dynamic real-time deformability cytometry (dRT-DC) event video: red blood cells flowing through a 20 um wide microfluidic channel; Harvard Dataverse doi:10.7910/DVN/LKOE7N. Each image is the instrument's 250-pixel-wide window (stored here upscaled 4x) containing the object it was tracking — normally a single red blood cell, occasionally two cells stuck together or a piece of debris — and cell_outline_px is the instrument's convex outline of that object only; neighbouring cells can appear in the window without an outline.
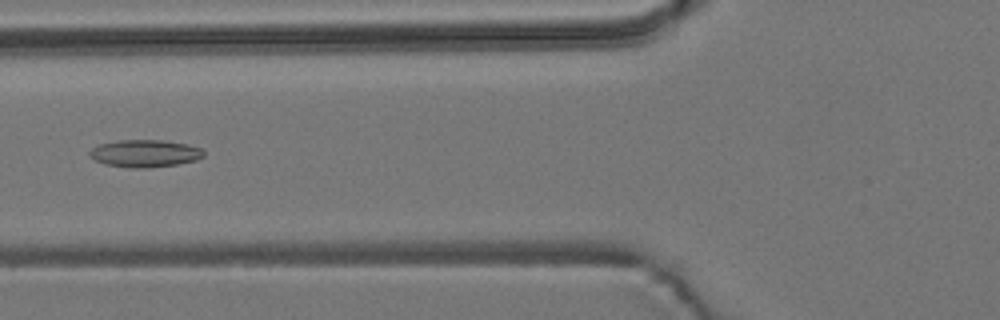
{"species": "common noctule bat (a hibernating species)", "species_latin": "Nyctalus noctula", "temperature_condition": "room temperature", "stored_images_in_passage": 7, "camera_frame_rate_fps": 3000, "um_per_image_px": 0.085, "animal": {"sex": "male", "body_mass_g": 19.2, "forearm_length_mm": 51.8}, "frame": {"image": 1, "passage_image": 4, "time_ms": 4.667, "image_size_px": [1000, 320], "cell_outline_px": [[204, 156], [196, 160], [176, 164], [148, 168], [128, 168], [104, 164], [88, 156], [88, 152], [92, 148], [100, 144], [120, 140], [164, 140], [188, 144], [200, 148], [204, 152]], "centroid_in_image_um": [12.3, 13.04], "position_along_channel_um": 113.5, "area_um2": 18.26}}
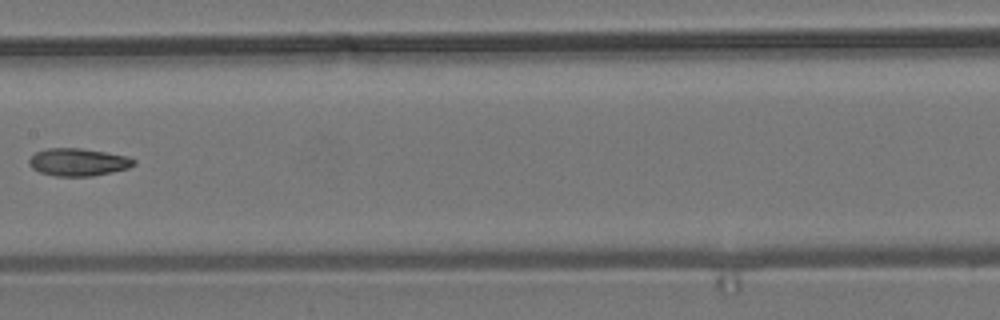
{"frame": {"image": 2, "passage_image": 6, "time_ms": 7.0, "image_size_px": [1000, 320], "cell_outline_px": [[136, 164], [128, 168], [112, 172], [92, 176], [56, 176], [40, 172], [32, 168], [28, 164], [28, 160], [36, 152], [48, 148], [80, 148], [128, 156], [136, 160]], "centroid_in_image_um": [6.65, 13.78], "position_along_channel_um": 200.7, "area_um2": 16.82}}
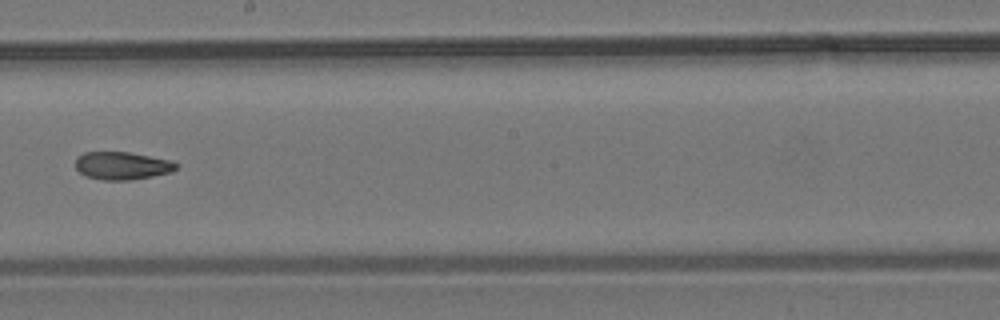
{"frame": {"image": 3, "passage_image": 7, "time_ms": 8.0, "image_size_px": [1000, 320], "cell_outline_px": [[180, 164], [172, 172], [152, 176], [128, 180], [104, 180], [84, 176], [76, 168], [76, 156], [84, 152], [128, 152], [172, 160]], "centroid_in_image_um": [10.38, 14.08], "position_along_channel_um": 237.8, "area_um2": 16.42}}